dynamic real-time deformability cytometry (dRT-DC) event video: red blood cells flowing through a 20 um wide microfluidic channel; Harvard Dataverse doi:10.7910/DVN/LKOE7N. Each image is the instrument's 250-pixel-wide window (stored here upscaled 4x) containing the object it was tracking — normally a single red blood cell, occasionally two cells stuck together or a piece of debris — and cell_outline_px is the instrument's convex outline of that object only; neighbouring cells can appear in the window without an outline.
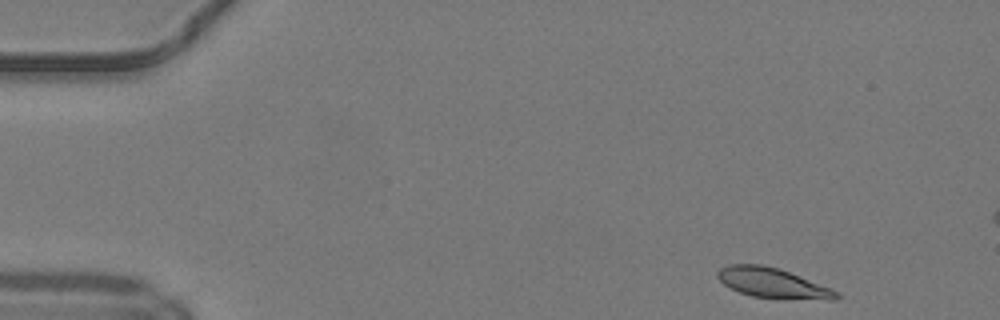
{"species": "common noctule bat (a hibernating species)", "species_latin": "Nyctalus noctula", "temperature_condition": "warm", "stored_images_in_passage": 12, "camera_frame_rate_fps": 3000, "um_per_image_px": 0.085, "animal": {"sex": "male", "body_mass_g": 19.2, "forearm_length_mm": 51.8}, "frame": {"image": 1, "passage_image": 1, "time_ms": 0.0, "image_size_px": [1000, 320], "cell_outline_px": [[840, 296], [836, 300], [828, 300], [752, 296], [740, 292], [724, 284], [716, 276], [716, 272], [720, 268], [728, 264], [760, 264], [780, 268], [832, 288], [840, 292]], "centroid_in_image_um": [65.71, 24.04], "position_along_channel_um": 19.3, "area_um2": 20.69}}